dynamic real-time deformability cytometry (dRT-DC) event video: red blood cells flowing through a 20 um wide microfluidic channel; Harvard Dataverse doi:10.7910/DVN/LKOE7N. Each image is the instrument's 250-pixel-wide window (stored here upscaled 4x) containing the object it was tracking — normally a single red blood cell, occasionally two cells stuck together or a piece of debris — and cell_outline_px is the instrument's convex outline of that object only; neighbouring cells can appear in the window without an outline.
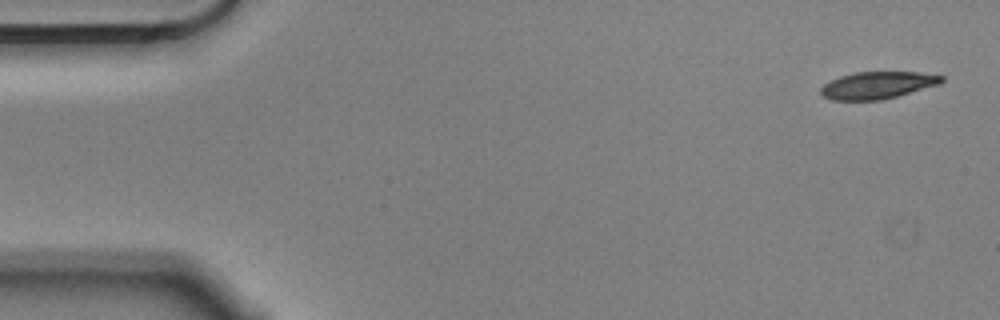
{"species": "Egyptian fruit bat (a non-hibernating species)", "species_latin": "Rousettus aegyptiacus", "temperature_condition": "cold", "stored_images_in_passage": 6, "segment_of_instrument_passage": [1, 2], "camera_frame_rate_fps": 3000, "um_per_image_px": 0.085, "animal": {"sex": "male"}, "frame": {"image": 1, "passage_image": 1, "time_ms": 0.0, "image_size_px": [1000, 320], "cell_outline_px": [[944, 80], [940, 84], [884, 100], [832, 100], [824, 96], [820, 92], [820, 88], [824, 84], [840, 76], [856, 72], [920, 72], [944, 76]], "centroid_in_image_um": [74.61, 7.24], "position_along_channel_um": 10.4, "area_um2": 19.13}}